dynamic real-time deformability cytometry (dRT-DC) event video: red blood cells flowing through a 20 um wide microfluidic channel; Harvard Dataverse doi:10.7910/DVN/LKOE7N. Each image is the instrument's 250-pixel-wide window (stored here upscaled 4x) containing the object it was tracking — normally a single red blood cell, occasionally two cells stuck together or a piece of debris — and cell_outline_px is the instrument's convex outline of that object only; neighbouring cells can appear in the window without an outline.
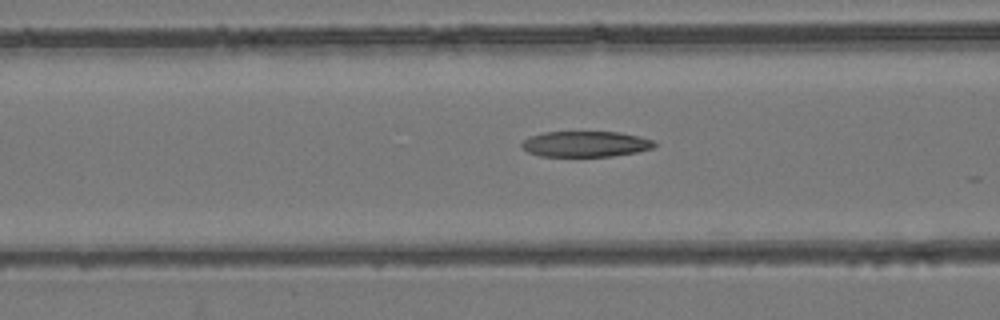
{"species": "common noctule bat (a hibernating species)", "species_latin": "Nyctalus noctula", "temperature_condition": "room temperature", "stored_images_in_passage": 27, "camera_frame_rate_fps": 3000, "um_per_image_px": 0.085, "animal": {"sex": "female", "body_mass_g": 24.6, "forearm_length_mm": 56.2}, "frame": {"image": 1, "passage_image": 18, "time_ms": 5.667, "image_size_px": [1000, 320], "cell_outline_px": [[656, 144], [652, 148], [636, 152], [612, 156], [540, 156], [528, 152], [520, 144], [528, 136], [544, 132], [620, 132], [640, 136], [652, 140]], "centroid_in_image_um": [49.75, 12.23], "position_along_channel_um": 116.8, "area_um2": 19.83}}
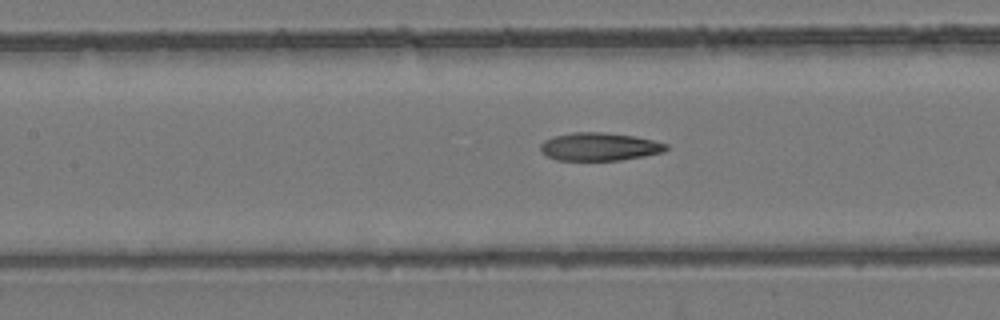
{"frame": {"image": 2, "passage_image": 21, "time_ms": 6.667, "image_size_px": [1000, 320], "cell_outline_px": [[668, 148], [664, 152], [644, 156], [620, 160], [556, 160], [540, 152], [540, 144], [544, 140], [552, 136], [572, 132], [604, 132], [636, 136], [668, 144]], "centroid_in_image_um": [50.93, 12.46], "position_along_channel_um": 156.5, "area_um2": 20.69}}
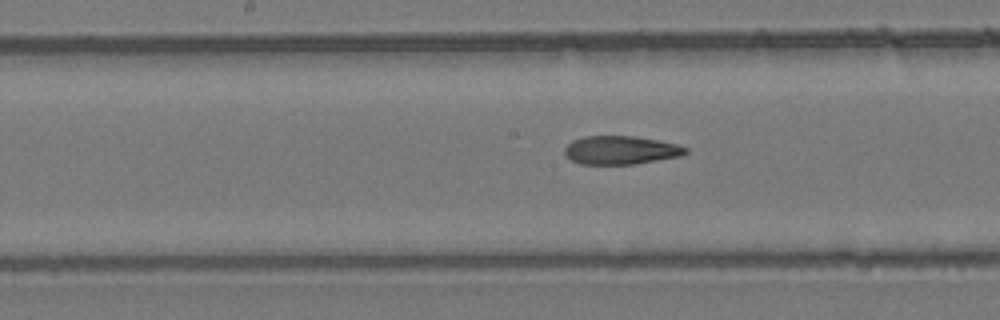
{"frame": {"image": 3, "passage_image": 24, "time_ms": 7.667, "image_size_px": [1000, 320], "cell_outline_px": [[688, 152], [680, 156], [636, 164], [580, 164], [572, 160], [564, 152], [564, 148], [572, 140], [584, 136], [632, 136], [656, 140], [676, 144], [688, 148]], "centroid_in_image_um": [52.75, 12.76], "position_along_channel_um": 195.4, "area_um2": 19.94}}